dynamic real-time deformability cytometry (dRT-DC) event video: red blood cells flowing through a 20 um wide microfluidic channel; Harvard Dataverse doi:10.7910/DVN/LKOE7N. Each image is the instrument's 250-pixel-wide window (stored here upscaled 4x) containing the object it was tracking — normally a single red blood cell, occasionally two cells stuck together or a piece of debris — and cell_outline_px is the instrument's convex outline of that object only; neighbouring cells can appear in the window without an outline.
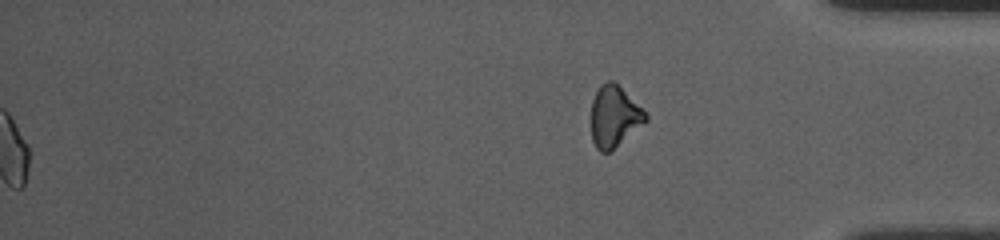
{"species": "common noctule bat (a hibernating species)", "species_latin": "Nyctalus noctula", "temperature_condition": "room temperature", "stored_images_in_passage": 54, "segment_of_instrument_passage": [2, 2], "camera_frame_rate_fps": 3000, "um_per_image_px": 0.085, "animal": {"sex": "female", "body_mass_g": 10.0, "forearm_length_mm": 53.1}, "frame": {"image": 1, "passage_image": 54, "time_ms": 17.667, "image_size_px": [1000, 240], "cell_outline_px": [[648, 120], [608, 152], [600, 152], [596, 148], [592, 140], [592, 100], [600, 84], [608, 80], [612, 80], [648, 116]], "centroid_in_image_um": [52.17, 9.91], "position_along_channel_um": 383.0, "area_um2": 18.73}}